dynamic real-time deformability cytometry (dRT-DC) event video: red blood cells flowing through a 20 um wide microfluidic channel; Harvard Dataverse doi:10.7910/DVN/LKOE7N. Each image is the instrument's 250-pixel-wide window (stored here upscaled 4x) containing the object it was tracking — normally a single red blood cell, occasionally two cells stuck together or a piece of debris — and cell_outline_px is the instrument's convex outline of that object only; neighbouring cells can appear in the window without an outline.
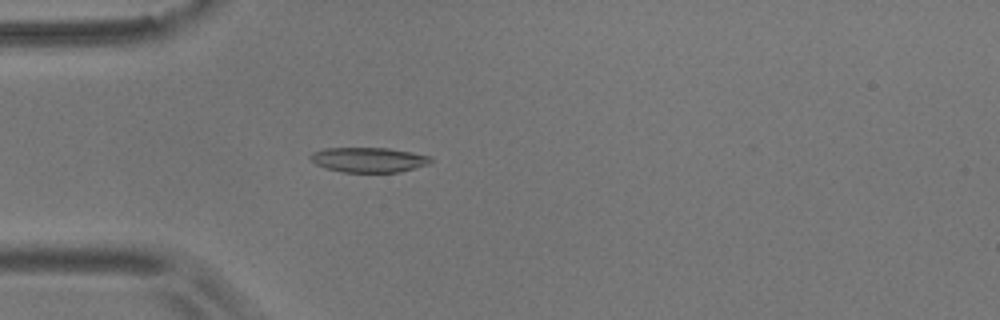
{"species": "common noctule bat (a hibernating species)", "species_latin": "Nyctalus noctula", "temperature_condition": "room temperature", "stored_images_in_passage": 41, "camera_frame_rate_fps": 3000, "um_per_image_px": 0.085, "animal": {"sex": "male", "body_mass_g": 17.9}, "frame": {"image": 1, "passage_image": 2, "time_ms": 0.333, "image_size_px": [1000, 320], "cell_outline_px": [[432, 160], [428, 164], [400, 172], [344, 172], [328, 168], [316, 164], [308, 156], [312, 152], [324, 148], [388, 148], [432, 156]], "centroid_in_image_um": [31.34, 13.57], "position_along_channel_um": 53.7, "area_um2": 17.34}}
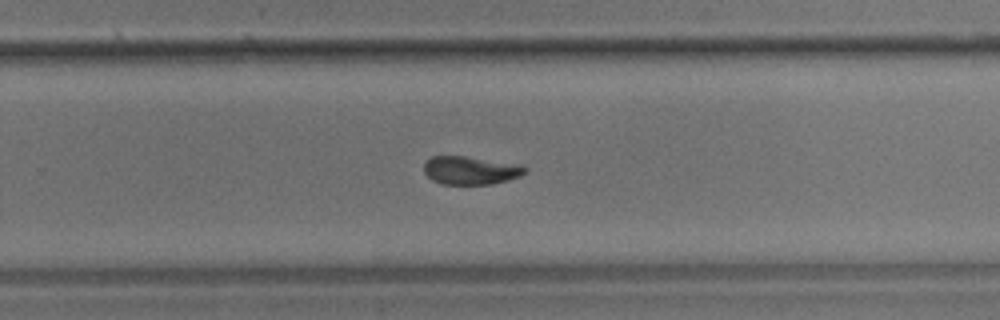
{"frame": {"image": 2, "passage_image": 22, "time_ms": 7.0, "image_size_px": [1000, 320], "cell_outline_px": [[528, 172], [520, 176], [508, 180], [492, 184], [440, 184], [432, 180], [424, 172], [424, 164], [432, 156], [464, 156], [524, 164], [528, 168]], "centroid_in_image_um": [40.06, 14.48], "position_along_channel_um": 289.7, "area_um2": 16.88}}
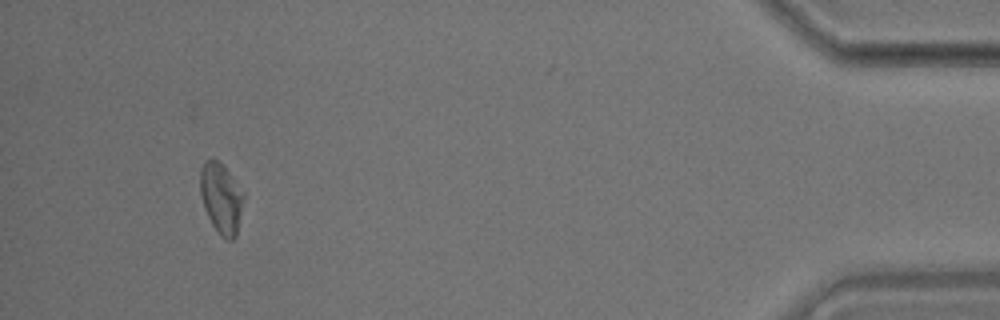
{"frame": {"image": 3, "passage_image": 38, "time_ms": 12.333, "image_size_px": [1000, 320], "cell_outline_px": [[244, 200], [236, 236], [232, 240], [228, 240], [220, 236], [212, 224], [204, 208], [200, 192], [200, 168], [208, 160], [216, 160], [228, 172], [244, 192]], "centroid_in_image_um": [18.81, 16.89], "position_along_channel_um": 416.4, "area_um2": 17.57}, "authors_computed_cell_mechanics": {"area_um2": 17.2822, "velocity_mm_per_s": 3.6458, "shape_relaxation_time_tau1_ms": 4.9381, "shape_relaxation_time_tau2_ms": 2.0112, "deformation_change_tau1": 0.1288, "deformation_change_tau2": 0.074}}